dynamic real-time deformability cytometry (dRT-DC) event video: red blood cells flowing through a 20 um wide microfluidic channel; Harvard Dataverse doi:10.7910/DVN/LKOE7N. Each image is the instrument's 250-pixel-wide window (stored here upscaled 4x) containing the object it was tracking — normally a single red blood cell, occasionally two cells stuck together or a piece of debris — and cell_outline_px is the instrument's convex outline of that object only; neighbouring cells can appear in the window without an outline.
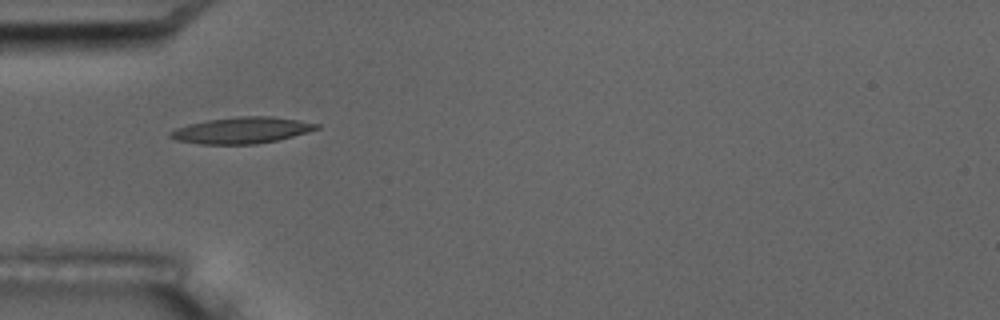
{"species": "common noctule bat (a hibernating species)", "species_latin": "Nyctalus noctula", "temperature_condition": "room temperature", "stored_images_in_passage": 4, "camera_frame_rate_fps": 3000, "um_per_image_px": 0.085, "animal": {"sex": "male", "body_mass_g": 17.5, "forearm_length_mm": 52.3}, "frame": {"image": 1, "passage_image": 3, "time_ms": 2.333, "image_size_px": [1000, 320], "cell_outline_px": [[320, 128], [292, 136], [276, 140], [256, 144], [200, 144], [176, 140], [168, 136], [168, 132], [176, 128], [188, 124], [208, 120], [236, 116], [272, 116], [320, 124]], "centroid_in_image_um": [20.5, 11.07], "position_along_channel_um": 64.5, "area_um2": 22.31}}